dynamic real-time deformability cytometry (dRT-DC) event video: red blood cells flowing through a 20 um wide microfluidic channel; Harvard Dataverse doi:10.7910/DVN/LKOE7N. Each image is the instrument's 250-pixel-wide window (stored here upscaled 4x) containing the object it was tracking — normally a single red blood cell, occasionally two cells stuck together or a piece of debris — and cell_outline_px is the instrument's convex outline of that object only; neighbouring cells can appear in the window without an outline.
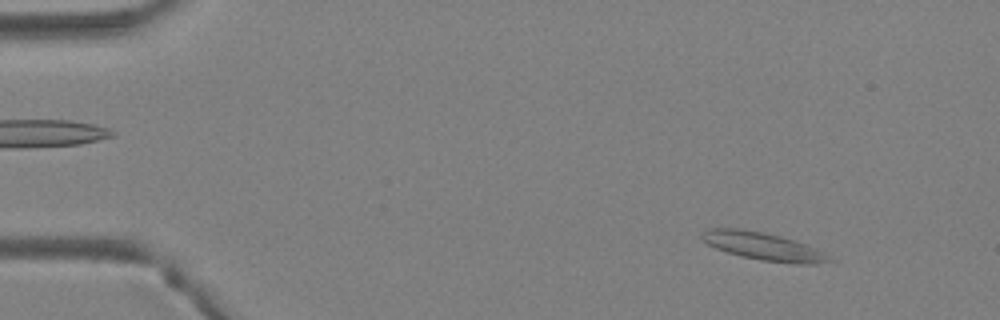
{"species": "Egyptian fruit bat (a non-hibernating species)", "species_latin": "Rousettus aegyptiacus", "temperature_condition": "warm", "stored_images_in_passage": 23, "camera_frame_rate_fps": 3000, "um_per_image_px": 0.085, "animal": {"sex": "female"}, "frame": {"image": 1, "passage_image": 5, "time_ms": 1.333, "image_size_px": [1000, 320], "cell_outline_px": [[836, 260], [816, 264], [796, 264], [760, 260], [740, 256], [716, 248], [708, 244], [700, 236], [708, 228], [740, 228], [764, 232], [780, 236], [816, 248], [832, 256]], "centroid_in_image_um": [64.92, 20.95], "position_along_channel_um": 20.1, "area_um2": 20.63}}
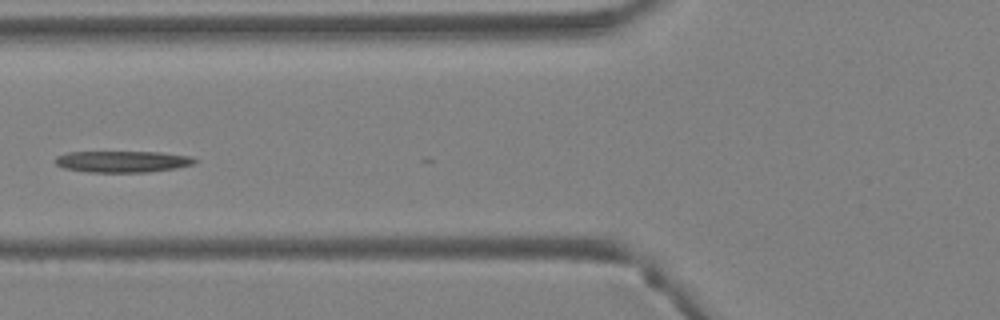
{"frame": {"image": 2, "passage_image": 17, "time_ms": 5.333, "image_size_px": [1000, 320], "cell_outline_px": [[196, 164], [176, 168], [148, 172], [88, 172], [64, 168], [56, 164], [52, 160], [56, 156], [68, 152], [160, 152], [192, 156], [196, 160]], "centroid_in_image_um": [10.41, 13.73], "position_along_channel_um": 115.4, "area_um2": 17.57}}
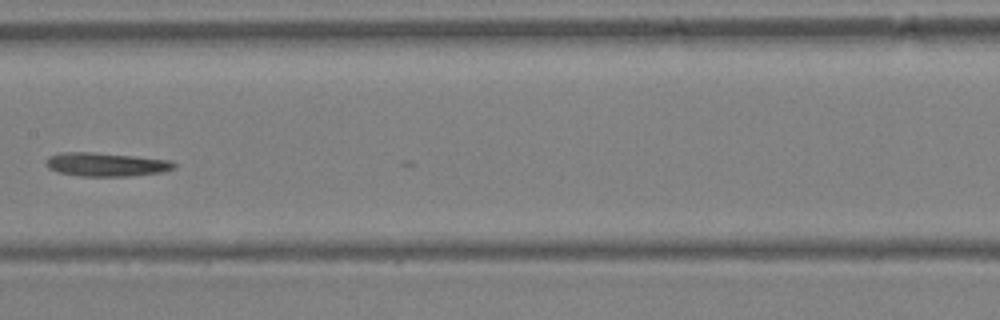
{"frame": {"image": 3, "passage_image": 22, "time_ms": 7.0, "image_size_px": [1000, 320], "cell_outline_px": [[176, 168], [160, 172], [128, 176], [80, 176], [56, 172], [48, 168], [44, 160], [48, 156], [60, 152], [92, 152], [172, 160], [176, 164]], "centroid_in_image_um": [8.97, 13.97], "position_along_channel_um": 198.4, "area_um2": 17.74}}